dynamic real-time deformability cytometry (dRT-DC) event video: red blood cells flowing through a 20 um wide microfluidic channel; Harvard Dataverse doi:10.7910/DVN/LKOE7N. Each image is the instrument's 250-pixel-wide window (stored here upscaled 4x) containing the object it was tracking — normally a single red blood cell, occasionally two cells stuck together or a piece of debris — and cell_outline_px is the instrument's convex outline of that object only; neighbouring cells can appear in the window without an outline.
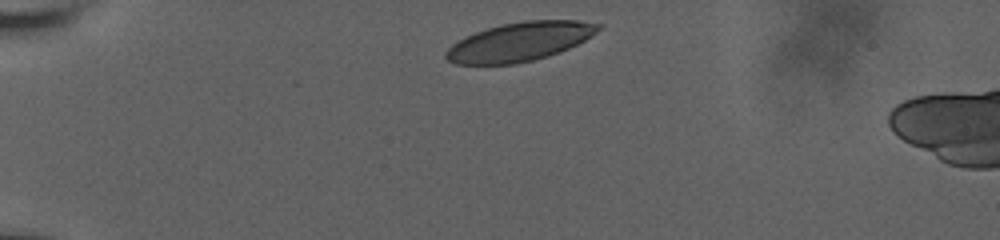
{"species": "human", "species_latin": "Homo sapiens", "temperature_condition": "room temperature", "stored_images_in_passage": 32, "camera_frame_rate_fps": 3000, "um_per_image_px": 0.085, "donor": {"sex": "male"}, "frame": {"image": 1, "passage_image": 1, "time_ms": 0.0, "image_size_px": [1000, 240], "cell_outline_px": [[604, 24], [592, 36], [568, 48], [548, 56], [532, 60], [512, 64], [456, 64], [448, 60], [444, 56], [444, 52], [452, 44], [476, 32], [500, 24], [524, 20], [576, 20]], "centroid_in_image_um": [44.18, 3.53], "position_along_channel_um": 40.8, "area_um2": 34.22}}
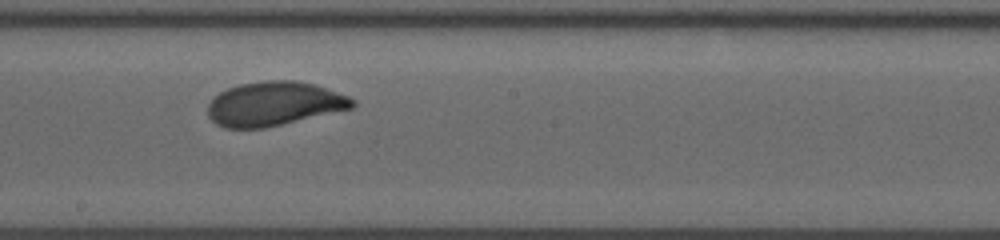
{"frame": {"image": 2, "passage_image": 18, "time_ms": 6.667, "image_size_px": [1000, 240], "cell_outline_px": [[356, 104], [352, 108], [264, 128], [224, 128], [216, 124], [208, 116], [208, 104], [220, 92], [228, 88], [240, 84], [264, 80], [296, 80], [316, 84], [348, 96], [356, 100]], "centroid_in_image_um": [23.31, 8.81], "position_along_channel_um": 224.9, "area_um2": 37.11}}
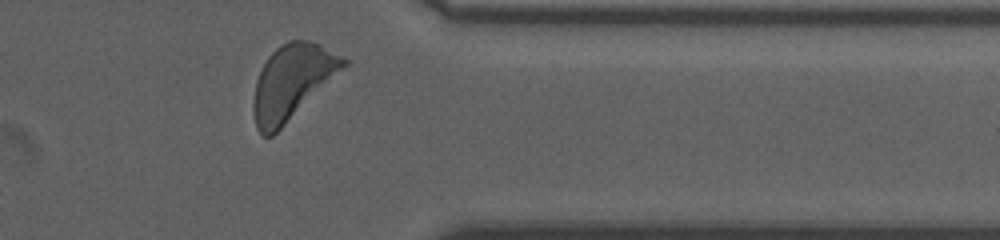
{"frame": {"image": 3, "passage_image": 30, "time_ms": 11.333, "image_size_px": [1000, 240], "cell_outline_px": [[348, 64], [272, 136], [264, 136], [256, 128], [252, 112], [252, 104], [256, 80], [268, 56], [280, 44], [288, 40], [308, 40], [320, 44], [348, 60]], "centroid_in_image_um": [24.79, 6.95], "position_along_channel_um": 386.6, "area_um2": 38.61}, "authors_computed_cell_mechanics": {"area_um2": 37.0787, "velocity_mm_per_s": 3.5927, "shape_relaxation_time_tau1_ms": 4.3133, "shape_relaxation_time_tau2_ms": null, "deformation_change_tau1": 0.1614, "deformation_change_tau2": null}}